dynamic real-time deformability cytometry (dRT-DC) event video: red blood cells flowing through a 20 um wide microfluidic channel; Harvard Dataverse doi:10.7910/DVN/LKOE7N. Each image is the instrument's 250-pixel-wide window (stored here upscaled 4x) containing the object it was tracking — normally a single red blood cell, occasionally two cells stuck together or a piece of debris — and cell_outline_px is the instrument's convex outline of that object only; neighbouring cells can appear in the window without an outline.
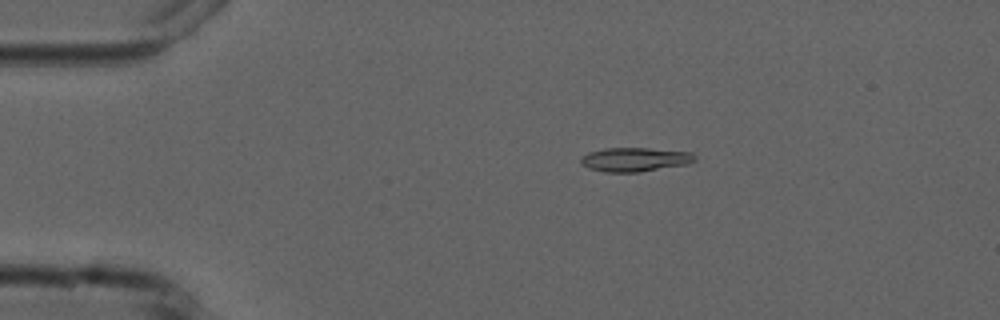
{"species": "common noctule bat (a hibernating species)", "species_latin": "Nyctalus noctula", "temperature_condition": "cold", "stored_images_in_passage": 7, "camera_frame_rate_fps": 3000, "um_per_image_px": 0.085, "animal": {"sex": "male", "forearm_length_mm": 52.5}, "frame": {"image": 1, "passage_image": 3, "time_ms": 2.333, "image_size_px": [1000, 320], "cell_outline_px": [[696, 160], [688, 164], [640, 172], [604, 172], [588, 168], [580, 164], [580, 160], [588, 152], [604, 148], [648, 148], [692, 152], [696, 156]], "centroid_in_image_um": [53.97, 13.56], "position_along_channel_um": 31.0, "area_um2": 16.07}}
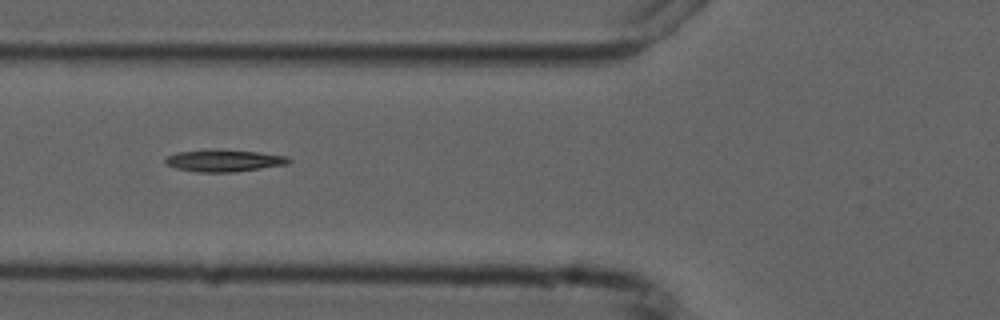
{"frame": {"image": 2, "passage_image": 6, "time_ms": 5.667, "image_size_px": [1000, 320], "cell_outline_px": [[292, 160], [288, 164], [232, 172], [196, 172], [176, 168], [164, 164], [164, 160], [168, 156], [176, 152], [256, 152], [284, 156]], "centroid_in_image_um": [19.01, 13.7], "position_along_channel_um": 106.8, "area_um2": 14.74}}
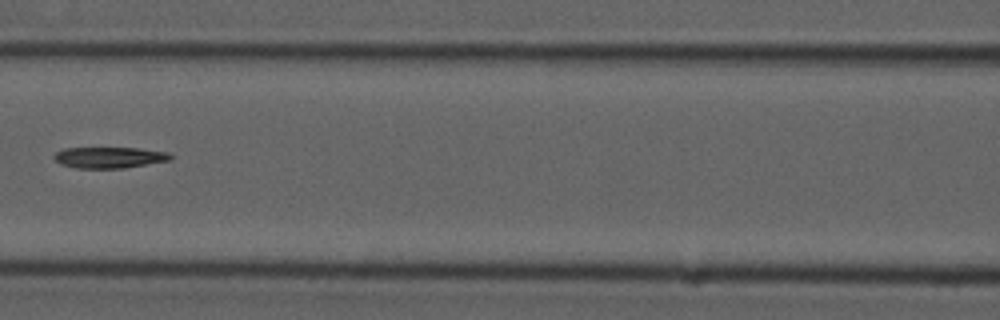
{"frame": {"image": 3, "passage_image": 7, "time_ms": 7.0, "image_size_px": [1000, 320], "cell_outline_px": [[172, 160], [124, 168], [76, 168], [60, 164], [52, 156], [56, 152], [64, 148], [136, 148], [168, 152], [172, 156]], "centroid_in_image_um": [9.29, 13.39], "position_along_channel_um": 157.3, "area_um2": 14.33}}